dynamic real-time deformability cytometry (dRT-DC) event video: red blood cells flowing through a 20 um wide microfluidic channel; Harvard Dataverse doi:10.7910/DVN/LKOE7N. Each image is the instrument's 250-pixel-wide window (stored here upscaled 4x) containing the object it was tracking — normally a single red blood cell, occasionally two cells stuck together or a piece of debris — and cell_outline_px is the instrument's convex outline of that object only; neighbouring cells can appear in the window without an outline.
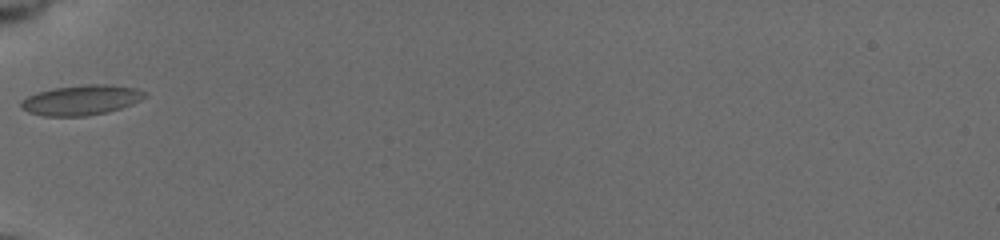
{"species": "common noctule bat (a hibernating species)", "species_latin": "Nyctalus noctula", "temperature_condition": "cold", "stored_images_in_passage": 35, "camera_frame_rate_fps": 3000, "um_per_image_px": 0.085, "animal": {"sex": "female", "body_mass_g": 19.5, "forearm_length_mm": 54.1}, "frame": {"image": 1, "passage_image": 1, "time_ms": 0.0, "image_size_px": [1000, 240], "cell_outline_px": [[148, 96], [132, 104], [108, 112], [84, 116], [44, 116], [28, 112], [20, 108], [20, 100], [36, 92], [52, 88], [88, 84], [108, 84], [136, 88], [144, 92]], "centroid_in_image_um": [6.88, 8.5], "position_along_channel_um": 78.1, "area_um2": 21.79}}
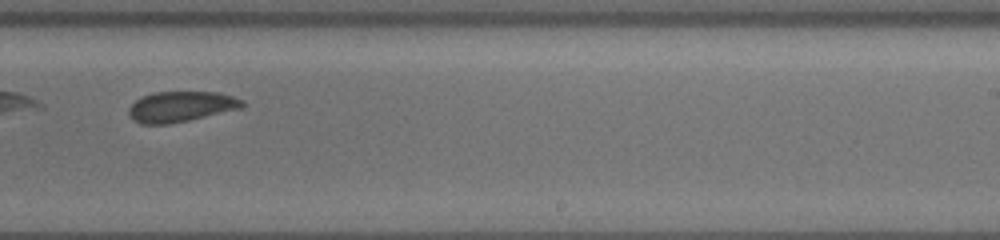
{"frame": {"image": 2, "passage_image": 17, "time_ms": 5.333, "image_size_px": [1000, 240], "cell_outline_px": [[244, 104], [240, 108], [188, 120], [168, 124], [140, 124], [128, 112], [128, 108], [136, 100], [152, 92], [220, 92], [244, 100]], "centroid_in_image_um": [15.38, 9.05], "position_along_channel_um": 273.6, "area_um2": 19.88}}
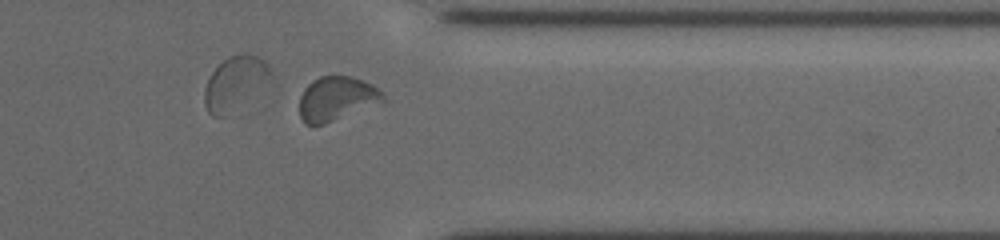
{"frame": {"image": 3, "passage_image": 26, "time_ms": 8.333, "image_size_px": [1000, 240], "cell_outline_px": [[388, 100], [324, 124], [304, 124], [300, 116], [300, 96], [304, 88], [312, 80], [320, 76], [352, 76], [372, 84]], "centroid_in_image_um": [28.59, 8.37], "position_along_channel_um": 382.8, "area_um2": 21.39}, "authors_computed_cell_mechanics": {"area_um2": 20.4612, "velocity_mm_per_s": 3.683, "shape_relaxation_time_tau1_ms": 3.1539, "shape_relaxation_time_tau2_ms": null, "deformation_change_tau1": 0.0446, "deformation_change_tau2": null}}